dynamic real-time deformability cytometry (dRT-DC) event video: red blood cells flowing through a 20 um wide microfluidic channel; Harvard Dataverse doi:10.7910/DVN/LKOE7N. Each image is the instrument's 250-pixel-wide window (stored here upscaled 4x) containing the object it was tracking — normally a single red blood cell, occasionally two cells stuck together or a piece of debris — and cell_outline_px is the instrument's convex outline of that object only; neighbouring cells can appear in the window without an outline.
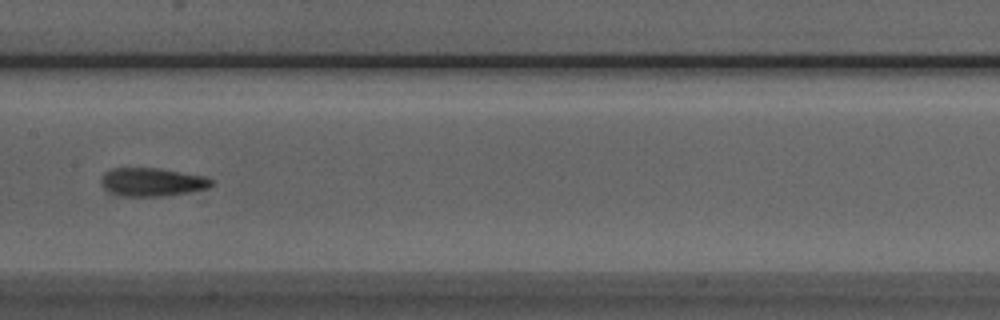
{"species": "Egyptian fruit bat (a non-hibernating species)", "species_latin": "Rousettus aegyptiacus", "temperature_condition": "room temperature", "stored_images_in_passage": 8, "camera_frame_rate_fps": 3000, "um_per_image_px": 0.085, "animal": {"sex": "male"}, "frame": {"image": 1, "passage_image": 7, "time_ms": 7.0, "image_size_px": [1000, 320], "cell_outline_px": [[216, 184], [208, 188], [188, 192], [164, 196], [112, 196], [100, 184], [100, 180], [104, 172], [112, 168], [160, 168], [208, 176], [216, 180]], "centroid_in_image_um": [12.95, 15.47], "position_along_channel_um": 194.4, "area_um2": 18.84}}
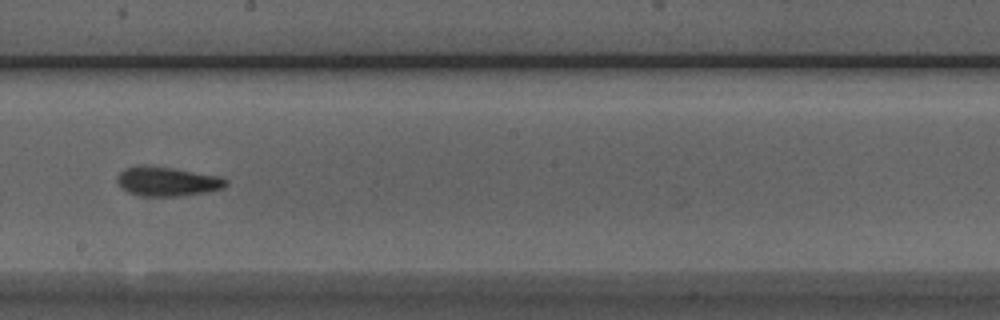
{"frame": {"image": 2, "passage_image": 8, "time_ms": 8.0, "image_size_px": [1000, 320], "cell_outline_px": [[228, 184], [224, 188], [204, 192], [180, 196], [140, 196], [128, 192], [116, 180], [116, 176], [124, 168], [140, 164], [144, 164], [172, 168], [224, 176], [228, 180]], "centroid_in_image_um": [14.24, 15.4], "position_along_channel_um": 234.0, "area_um2": 18.84}}